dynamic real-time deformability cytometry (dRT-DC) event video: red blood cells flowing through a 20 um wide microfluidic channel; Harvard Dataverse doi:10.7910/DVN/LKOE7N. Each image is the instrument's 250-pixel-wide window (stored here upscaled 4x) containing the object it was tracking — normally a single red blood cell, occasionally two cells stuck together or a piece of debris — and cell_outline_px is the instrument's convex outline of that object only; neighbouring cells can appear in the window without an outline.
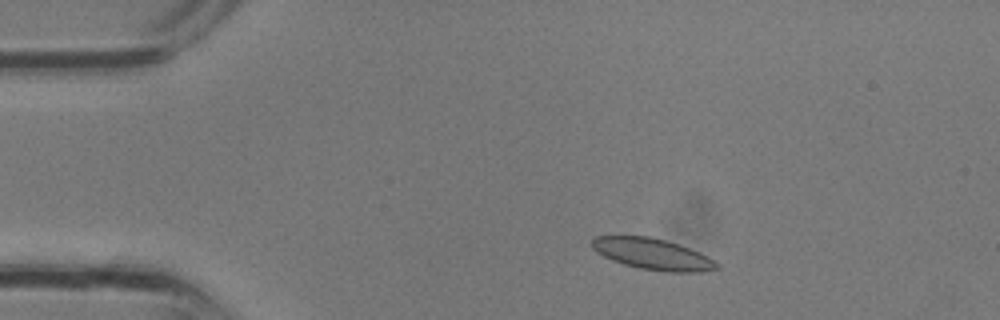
{"species": "common noctule bat (a hibernating species)", "species_latin": "Nyctalus noctula", "temperature_condition": "room temperature", "stored_images_in_passage": 1, "camera_frame_rate_fps": 3000, "um_per_image_px": 0.085, "animal": {"sex": "male", "body_mass_g": 13.3}, "frame": {"image": 1, "passage_image": 1, "time_ms": 0.0, "image_size_px": [1000, 320], "cell_outline_px": [[720, 268], [700, 272], [664, 272], [640, 268], [624, 264], [612, 260], [596, 252], [592, 248], [592, 240], [596, 236], [648, 236], [680, 244], [700, 252], [720, 264]], "centroid_in_image_um": [55.5, 21.6], "position_along_channel_um": 29.5, "area_um2": 22.72}}